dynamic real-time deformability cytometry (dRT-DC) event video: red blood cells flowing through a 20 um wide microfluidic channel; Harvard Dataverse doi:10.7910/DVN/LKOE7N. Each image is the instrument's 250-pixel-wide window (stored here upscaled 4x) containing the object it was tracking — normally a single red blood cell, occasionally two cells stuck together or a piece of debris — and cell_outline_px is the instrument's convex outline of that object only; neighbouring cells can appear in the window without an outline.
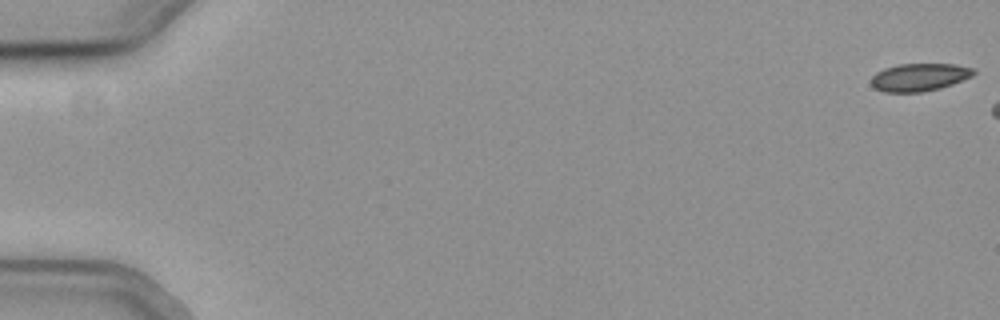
{"species": "common noctule bat (a hibernating species)", "species_latin": "Nyctalus noctula", "temperature_condition": "cold", "stored_images_in_passage": 7, "camera_frame_rate_fps": 3000, "um_per_image_px": 0.085, "animal": {"sex": "female", "body_mass_g": 19.3, "forearm_length_mm": 54.1}, "frame": {"image": 1, "passage_image": 1, "time_ms": 0.0, "image_size_px": [1000, 320], "cell_outline_px": [[976, 72], [972, 76], [952, 84], [940, 88], [920, 92], [884, 92], [876, 88], [872, 84], [872, 76], [876, 72], [884, 68], [900, 64], [956, 64], [976, 68]], "centroid_in_image_um": [78.18, 6.55], "position_along_channel_um": 6.8, "area_um2": 16.53}}